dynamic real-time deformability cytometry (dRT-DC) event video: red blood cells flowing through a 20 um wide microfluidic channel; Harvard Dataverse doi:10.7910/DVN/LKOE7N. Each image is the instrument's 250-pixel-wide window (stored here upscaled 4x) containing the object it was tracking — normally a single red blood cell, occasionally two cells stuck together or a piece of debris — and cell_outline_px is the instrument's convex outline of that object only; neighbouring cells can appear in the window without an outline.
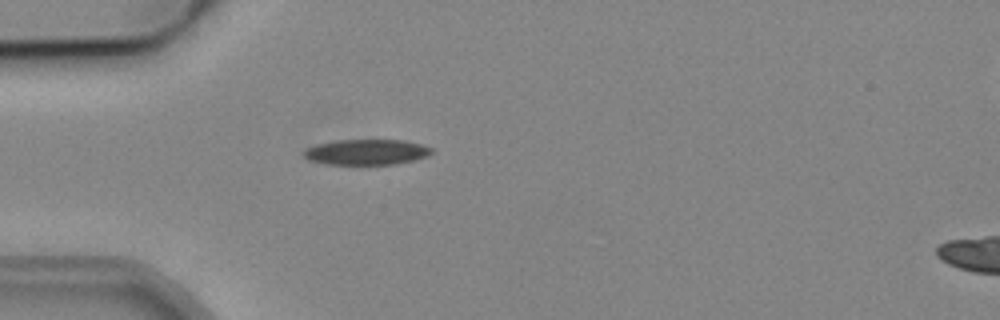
{"species": "common noctule bat (a hibernating species)", "species_latin": "Nyctalus noctula", "temperature_condition": "cold", "stored_images_in_passage": 30, "camera_frame_rate_fps": 3000, "um_per_image_px": 0.085, "animal": {"sex": "male", "body_mass_g": 19.2, "forearm_length_mm": 51.8}, "frame": {"image": 1, "passage_image": 1, "time_ms": 0.0, "image_size_px": [1000, 320], "cell_outline_px": [[432, 152], [428, 156], [396, 164], [324, 164], [308, 160], [304, 156], [304, 148], [316, 144], [336, 140], [404, 140], [420, 144], [432, 148]], "centroid_in_image_um": [31.11, 12.92], "position_along_channel_um": 53.9, "area_um2": 19.02}}
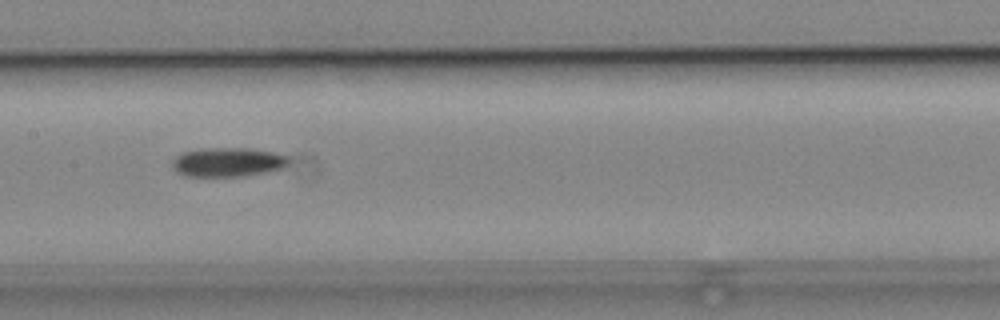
{"frame": {"image": 2, "passage_image": 12, "time_ms": 3.667, "image_size_px": [1000, 320], "cell_outline_px": [[288, 164], [284, 168], [264, 172], [240, 176], [184, 176], [176, 172], [172, 168], [172, 160], [180, 152], [204, 148], [248, 148], [272, 152], [288, 156]], "centroid_in_image_um": [19.31, 13.77], "position_along_channel_um": 188.1, "area_um2": 19.83}}
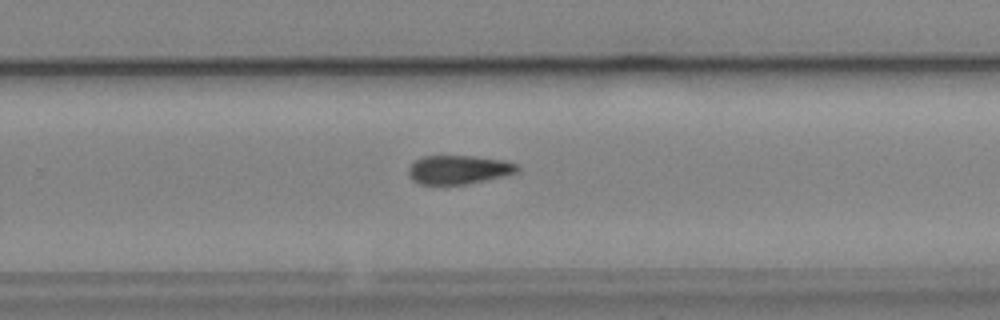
{"frame": {"image": 3, "passage_image": 20, "time_ms": 6.333, "image_size_px": [1000, 320], "cell_outline_px": [[520, 172], [504, 176], [468, 184], [420, 184], [408, 172], [408, 168], [416, 160], [424, 156], [472, 156], [504, 160], [516, 164], [520, 168]], "centroid_in_image_um": [39.05, 14.42], "position_along_channel_um": 290.7, "area_um2": 18.09}}